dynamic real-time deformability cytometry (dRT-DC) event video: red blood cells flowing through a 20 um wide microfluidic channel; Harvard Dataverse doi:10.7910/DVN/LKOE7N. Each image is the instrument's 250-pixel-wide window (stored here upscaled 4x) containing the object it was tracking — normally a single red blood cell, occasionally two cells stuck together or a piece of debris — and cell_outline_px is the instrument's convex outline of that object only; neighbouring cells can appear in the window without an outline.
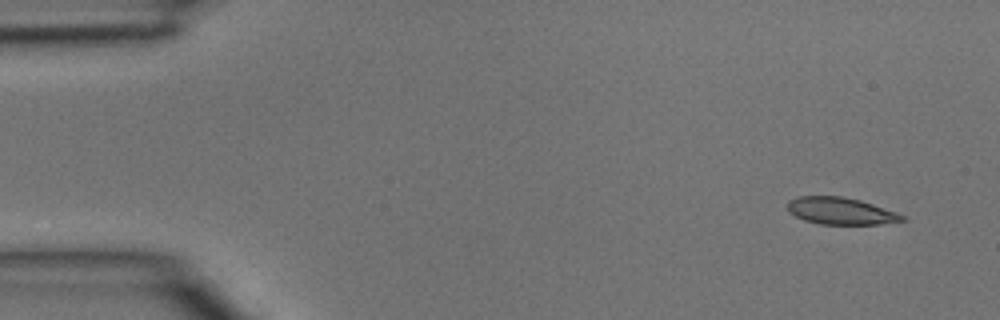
{"species": "common noctule bat (a hibernating species)", "species_latin": "Nyctalus noctula", "temperature_condition": "room temperature", "stored_images_in_passage": 4, "camera_frame_rate_fps": 3000, "um_per_image_px": 0.085, "animal": {"sex": "male", "body_mass_g": 15.6}, "frame": {"image": 1, "passage_image": 1, "time_ms": 0.0, "image_size_px": [1000, 320], "cell_outline_px": [[908, 220], [880, 224], [820, 224], [804, 220], [788, 212], [788, 200], [800, 196], [840, 196], [860, 200], [896, 212], [904, 216]], "centroid_in_image_um": [71.45, 17.93], "position_along_channel_um": 13.5, "area_um2": 17.98}}
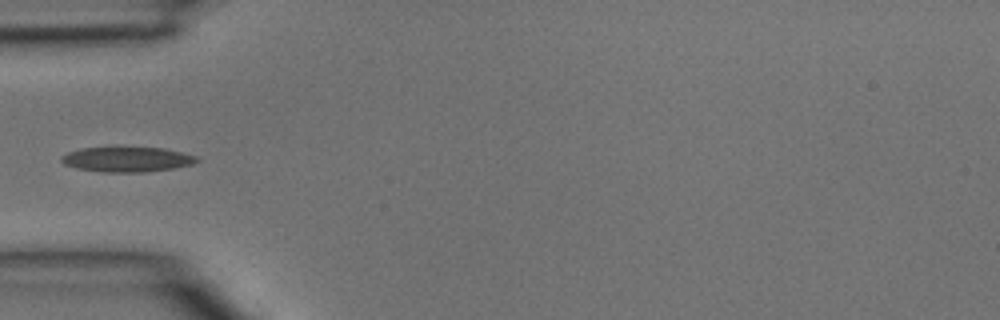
{"frame": {"image": 2, "passage_image": 4, "time_ms": 1.0, "image_size_px": [1000, 320], "cell_outline_px": [[200, 160], [192, 164], [172, 168], [144, 172], [100, 172], [76, 168], [64, 164], [60, 160], [60, 156], [68, 152], [84, 148], [116, 144], [164, 148], [196, 156]], "centroid_in_image_um": [10.74, 13.49], "position_along_channel_um": 74.3, "area_um2": 20.63}}